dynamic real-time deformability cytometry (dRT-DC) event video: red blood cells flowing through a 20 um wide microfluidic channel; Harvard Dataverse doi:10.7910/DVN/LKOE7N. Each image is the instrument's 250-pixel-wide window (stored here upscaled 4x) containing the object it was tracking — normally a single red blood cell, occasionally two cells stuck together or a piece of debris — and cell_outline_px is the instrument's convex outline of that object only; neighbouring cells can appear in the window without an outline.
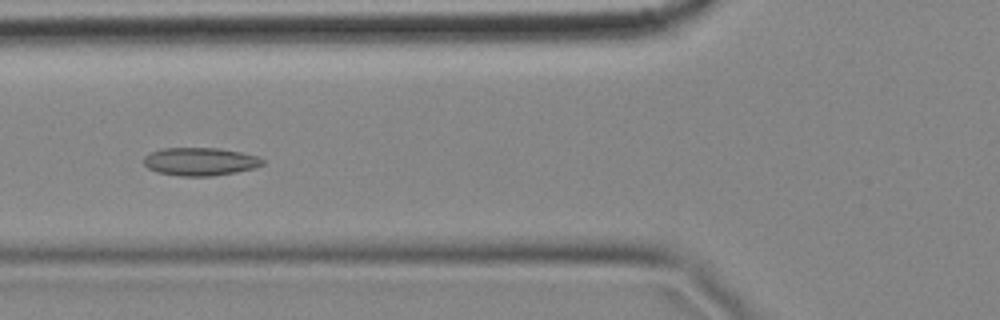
{"species": "common noctule bat (a hibernating species)", "species_latin": "Nyctalus noctula", "temperature_condition": "cold", "stored_images_in_passage": 14, "camera_frame_rate_fps": 3000, "um_per_image_px": 0.085, "animal": {"sex": "female", "body_mass_g": 18.4}, "frame": {"image": 1, "passage_image": 5, "time_ms": 1.333, "image_size_px": [1000, 320], "cell_outline_px": [[264, 164], [252, 168], [236, 172], [212, 176], [180, 176], [156, 172], [148, 168], [144, 164], [144, 156], [160, 148], [220, 148], [240, 152], [256, 156], [264, 160]], "centroid_in_image_um": [16.98, 13.73], "position_along_channel_um": 108.8, "area_um2": 19.36}}
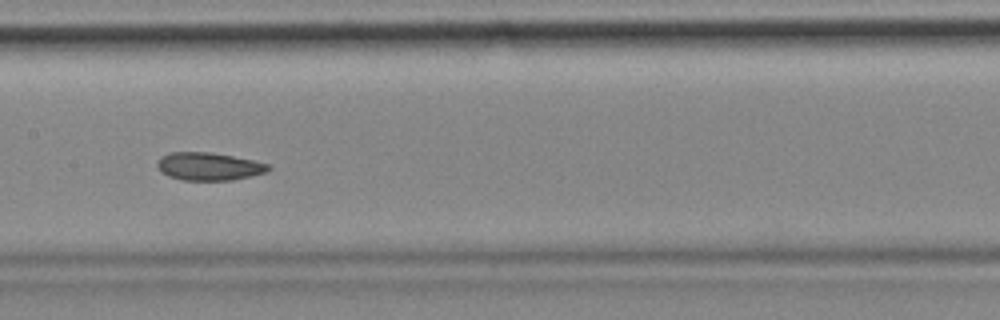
{"frame": {"image": 2, "passage_image": 7, "time_ms": 2.0, "image_size_px": [1000, 320], "cell_outline_px": [[272, 168], [268, 172], [232, 180], [180, 180], [168, 176], [160, 172], [156, 164], [160, 156], [172, 152], [212, 152], [252, 160], [268, 164]], "centroid_in_image_um": [17.73, 14.15], "position_along_channel_um": 189.7, "area_um2": 18.15}}
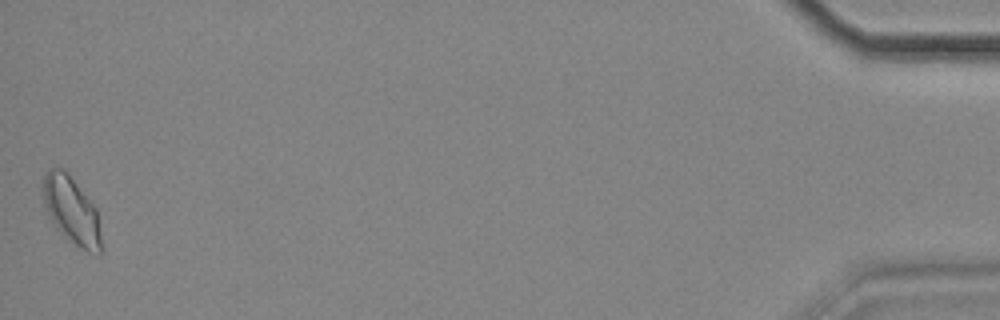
{"frame": {"image": 3, "passage_image": 14, "time_ms": 4.333, "image_size_px": [1000, 320], "cell_outline_px": [[104, 248], [100, 256], [96, 256], [80, 248], [64, 236], [56, 228], [44, 204], [44, 172], [48, 168], [64, 168], [68, 172], [96, 208]], "centroid_in_image_um": [6.14, 17.94], "position_along_channel_um": 429.1, "area_um2": 23.06}}